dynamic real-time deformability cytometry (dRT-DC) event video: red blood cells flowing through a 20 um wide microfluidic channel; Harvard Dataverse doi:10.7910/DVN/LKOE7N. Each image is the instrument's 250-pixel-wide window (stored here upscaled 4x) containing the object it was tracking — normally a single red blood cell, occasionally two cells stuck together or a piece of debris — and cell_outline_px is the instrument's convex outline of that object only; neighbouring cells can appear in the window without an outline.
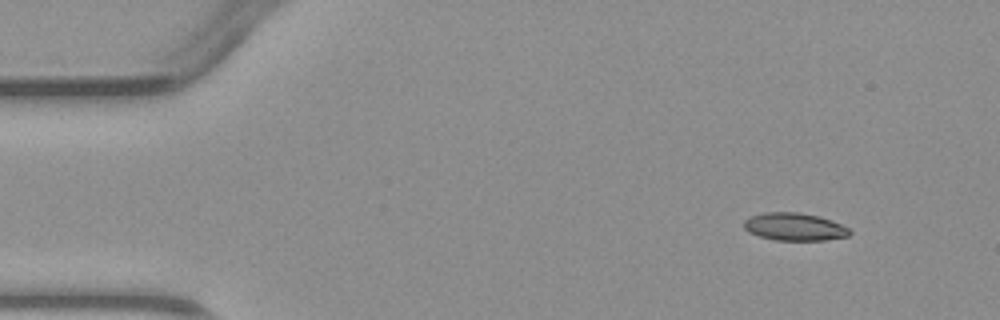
{"species": "common noctule bat (a hibernating species)", "species_latin": "Nyctalus noctula", "temperature_condition": "warm", "stored_images_in_passage": 3, "camera_frame_rate_fps": 3000, "um_per_image_px": 0.085, "animal": {"sex": "male", "body_mass_g": 23.1, "forearm_length_mm": 52.7}, "frame": {"image": 1, "passage_image": 1, "time_ms": 0.0, "image_size_px": [1000, 320], "cell_outline_px": [[852, 232], [848, 236], [824, 240], [776, 240], [760, 236], [748, 232], [744, 228], [744, 220], [748, 216], [764, 212], [800, 212], [820, 216], [832, 220], [848, 228]], "centroid_in_image_um": [67.51, 19.26], "position_along_channel_um": 17.5, "area_um2": 17.17}}